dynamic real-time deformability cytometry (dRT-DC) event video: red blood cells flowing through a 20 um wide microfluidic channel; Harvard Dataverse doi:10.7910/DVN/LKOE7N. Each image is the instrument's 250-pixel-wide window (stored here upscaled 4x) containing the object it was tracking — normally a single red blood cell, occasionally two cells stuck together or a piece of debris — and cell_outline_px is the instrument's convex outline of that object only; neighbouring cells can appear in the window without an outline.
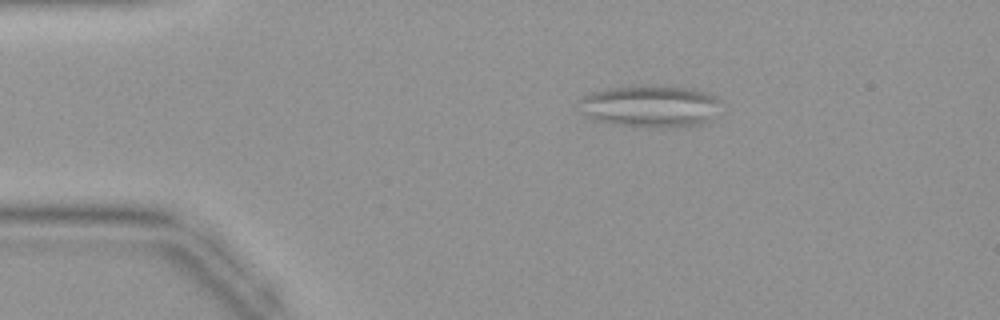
{"species": "common noctule bat (a hibernating species)", "species_latin": "Nyctalus noctula", "temperature_condition": "warm", "stored_images_in_passage": 44, "camera_frame_rate_fps": 3000, "um_per_image_px": 0.085, "animal": {"sex": "female", "body_mass_g": 19.9}, "frame": {"image": 1, "passage_image": 8, "time_ms": 2.333, "image_size_px": [1000, 320], "cell_outline_px": [[716, 100], [708, 120], [704, 124], [620, 124], [600, 120], [588, 116], [584, 112], [580, 100], [584, 96], [592, 92], [632, 84], [644, 84], [692, 88], [704, 92], [712, 96]], "centroid_in_image_um": [55.19, 8.93], "position_along_channel_um": 29.8, "area_um2": 32.48}}
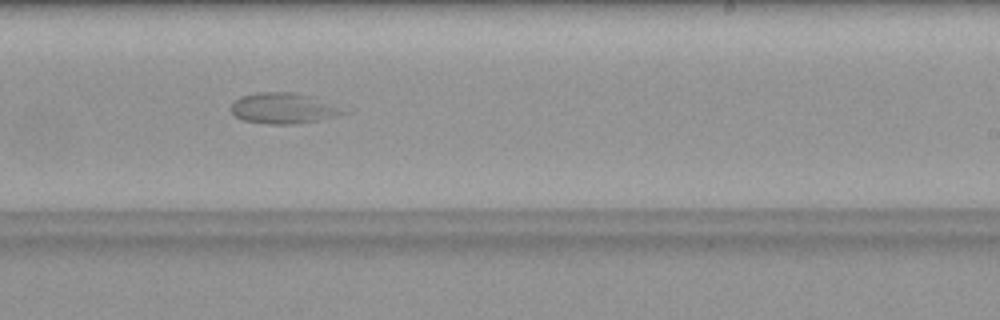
{"frame": {"image": 2, "passage_image": 27, "time_ms": 8.667, "image_size_px": [1000, 320], "cell_outline_px": [[344, 112], [316, 120], [292, 124], [268, 124], [244, 120], [236, 116], [232, 112], [232, 104], [240, 96], [256, 92], [292, 92]], "centroid_in_image_um": [23.81, 9.21], "position_along_channel_um": 265.2, "area_um2": 18.5}}
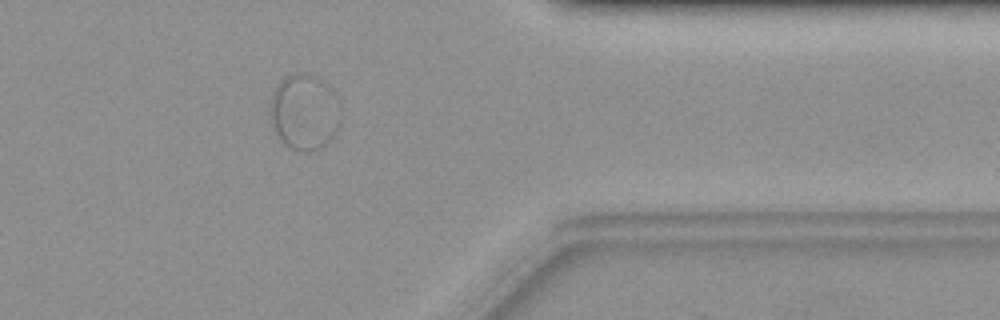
{"frame": {"image": 3, "passage_image": 36, "time_ms": 11.667, "image_size_px": [1000, 320], "cell_outline_px": [[340, 124], [336, 132], [320, 148], [304, 152], [300, 152], [284, 144], [280, 140], [276, 132], [272, 120], [272, 92], [276, 84], [280, 80], [296, 72], [312, 76], [320, 80], [336, 92]], "centroid_in_image_um": [25.88, 9.52], "position_along_channel_um": 385.5, "area_um2": 30.58}}